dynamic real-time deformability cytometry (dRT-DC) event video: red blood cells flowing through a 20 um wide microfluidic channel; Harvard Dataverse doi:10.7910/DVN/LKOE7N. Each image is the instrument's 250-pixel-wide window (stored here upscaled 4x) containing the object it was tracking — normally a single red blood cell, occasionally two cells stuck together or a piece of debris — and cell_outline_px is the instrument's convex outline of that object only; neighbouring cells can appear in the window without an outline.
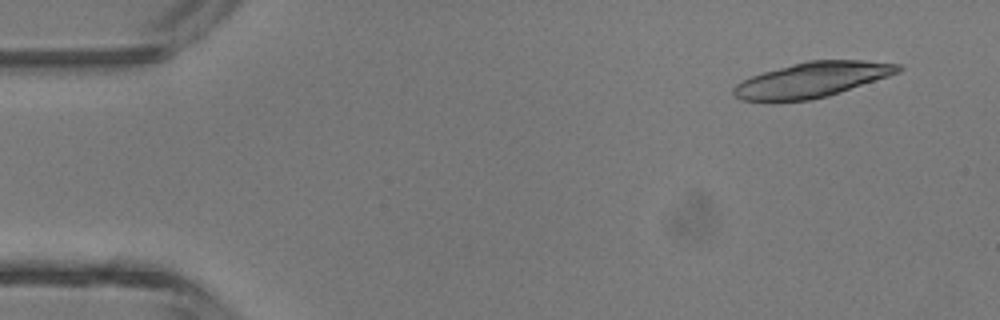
{"species": "common noctule bat (a hibernating species)", "species_latin": "Nyctalus noctula", "temperature_condition": "room temperature", "stored_images_in_passage": 4, "camera_frame_rate_fps": 3000, "um_per_image_px": 0.085, "animal": {"sex": "male", "body_mass_g": 13.3}, "frame": {"image": 1, "passage_image": 1, "time_ms": 0.0, "image_size_px": [1000, 320], "cell_outline_px": [[904, 68], [900, 72], [828, 96], [808, 100], [772, 104], [740, 100], [732, 92], [732, 88], [736, 84], [752, 76], [764, 72], [792, 64], [808, 60], [864, 60], [900, 64]], "centroid_in_image_um": [68.97, 6.81], "position_along_channel_um": 16.0, "area_um2": 34.16}}